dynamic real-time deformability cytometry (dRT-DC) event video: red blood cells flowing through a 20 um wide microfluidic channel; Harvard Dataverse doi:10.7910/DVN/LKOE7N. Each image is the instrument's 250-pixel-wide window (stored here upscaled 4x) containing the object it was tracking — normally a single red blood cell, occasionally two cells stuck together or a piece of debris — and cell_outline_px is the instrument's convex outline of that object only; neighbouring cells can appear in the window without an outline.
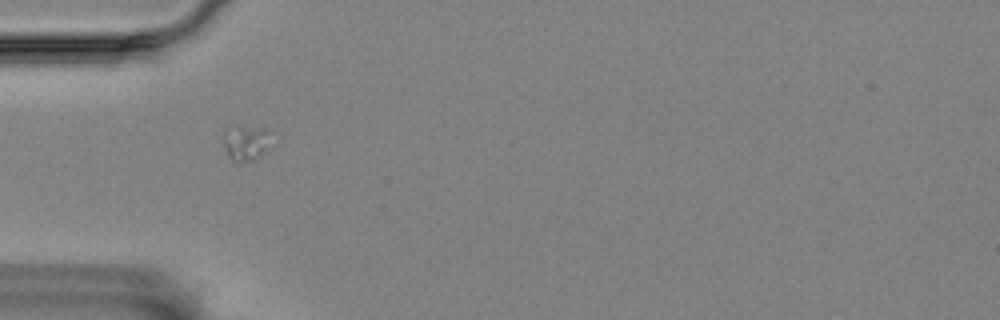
{"species": "Egyptian fruit bat (a non-hibernating species)", "species_latin": "Rousettus aegyptiacus", "temperature_condition": "room temperature", "stored_images_in_passage": 7, "camera_frame_rate_fps": 3000, "um_per_image_px": 0.085, "animal": {"sex": "female"}, "frame": {"image": 1, "passage_image": 3, "time_ms": 0.667, "image_size_px": [1000, 320], "cell_outline_px": [[276, 144], [252, 160], [240, 164], [232, 160], [228, 156], [224, 144], [224, 128], [264, 128], [272, 132]], "centroid_in_image_um": [21.01, 12.17], "position_along_channel_um": 64.0, "area_um2": 10.17}}